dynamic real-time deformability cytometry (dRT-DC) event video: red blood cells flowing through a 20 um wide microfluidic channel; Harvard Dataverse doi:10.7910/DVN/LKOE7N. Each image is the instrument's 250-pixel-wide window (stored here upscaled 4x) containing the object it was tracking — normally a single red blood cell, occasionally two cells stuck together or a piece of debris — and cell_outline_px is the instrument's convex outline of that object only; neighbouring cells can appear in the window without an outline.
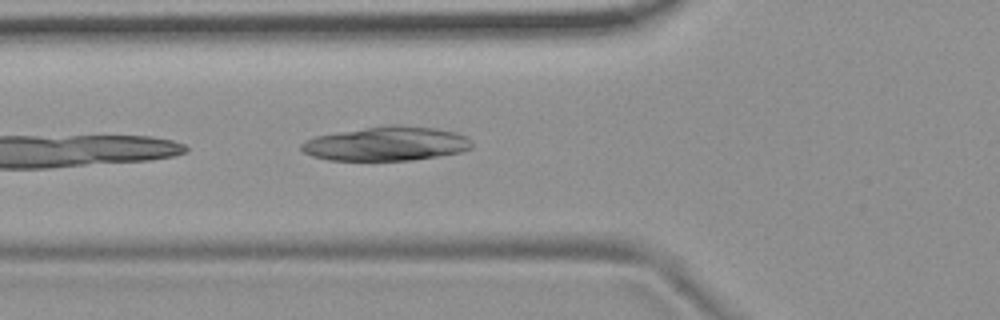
{"species": "common noctule bat (a hibernating species)", "species_latin": "Nyctalus noctula", "temperature_condition": "room temperature", "stored_images_in_passage": 24, "camera_frame_rate_fps": 3000, "um_per_image_px": 0.085, "animal": {"sex": "female", "body_mass_g": 19.9}, "frame": {"image": 1, "passage_image": 4, "time_ms": 1.0, "image_size_px": [1000, 320], "cell_outline_px": [[472, 148], [460, 152], [412, 160], [328, 160], [312, 156], [304, 152], [300, 148], [300, 144], [304, 140], [316, 136], [336, 132], [388, 124], [400, 124], [436, 128], [456, 132], [468, 136], [472, 140]], "centroid_in_image_um": [32.85, 12.2], "position_along_channel_um": 92.9, "area_um2": 34.28}}